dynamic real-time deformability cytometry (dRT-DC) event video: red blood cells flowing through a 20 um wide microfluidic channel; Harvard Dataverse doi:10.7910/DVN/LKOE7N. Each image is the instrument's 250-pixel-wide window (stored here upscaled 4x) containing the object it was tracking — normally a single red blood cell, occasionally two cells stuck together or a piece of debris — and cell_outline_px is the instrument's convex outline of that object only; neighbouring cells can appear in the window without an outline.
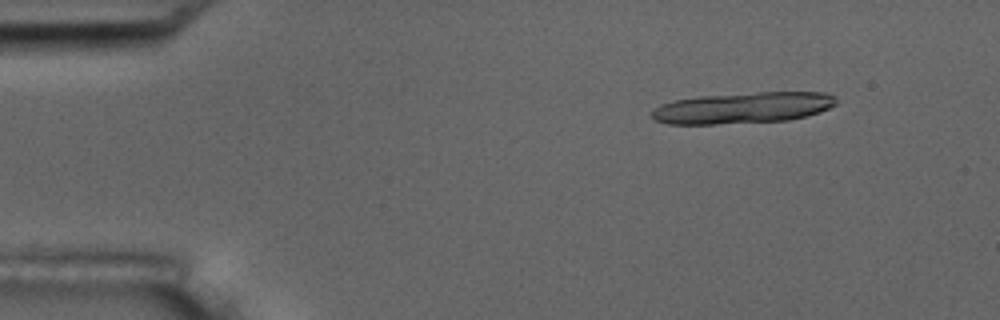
{"species": "common noctule bat (a hibernating species)", "species_latin": "Nyctalus noctula", "temperature_condition": "room temperature", "stored_images_in_passage": 6, "camera_frame_rate_fps": 3000, "um_per_image_px": 0.085, "animal": {"sex": "male", "body_mass_g": 17.5, "forearm_length_mm": 52.3}, "frame": {"image": 1, "passage_image": 2, "time_ms": 2.0, "image_size_px": [1000, 320], "cell_outline_px": [[836, 104], [820, 112], [808, 116], [788, 120], [716, 124], [668, 124], [652, 120], [652, 112], [660, 104], [676, 100], [700, 96], [760, 92], [828, 92], [836, 96]], "centroid_in_image_um": [63.17, 9.16], "position_along_channel_um": 21.8, "area_um2": 33.58}}
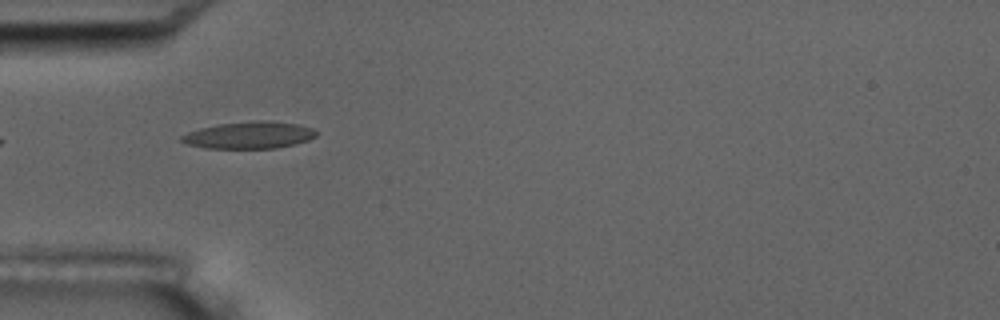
{"frame": {"image": 2, "passage_image": 5, "time_ms": 5.667, "image_size_px": [1000, 320], "cell_outline_px": [[316, 136], [308, 140], [296, 144], [276, 148], [204, 148], [188, 144], [180, 140], [180, 136], [188, 132], [200, 128], [220, 124], [252, 120], [260, 120], [296, 124], [312, 128], [316, 132]], "centroid_in_image_um": [21.17, 11.49], "position_along_channel_um": 63.8, "area_um2": 21.04}}